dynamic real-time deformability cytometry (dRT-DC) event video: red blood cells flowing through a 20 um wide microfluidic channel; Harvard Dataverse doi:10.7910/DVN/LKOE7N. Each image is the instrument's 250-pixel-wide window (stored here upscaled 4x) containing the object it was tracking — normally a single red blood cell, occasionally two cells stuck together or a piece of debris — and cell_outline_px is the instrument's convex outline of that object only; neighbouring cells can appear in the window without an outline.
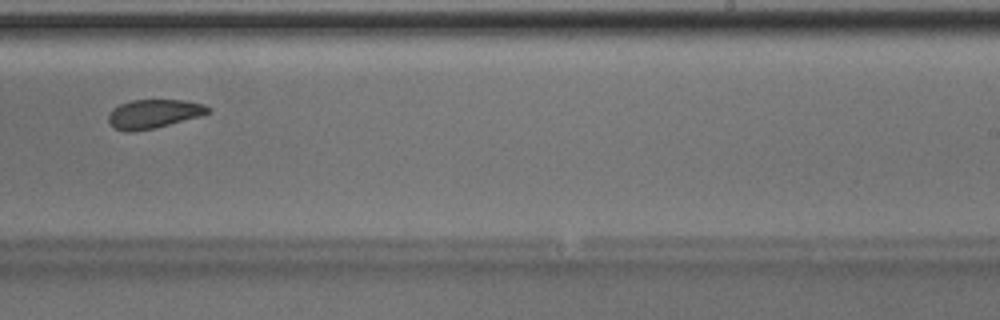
{"species": "Egyptian fruit bat (a non-hibernating species)", "species_latin": "Rousettus aegyptiacus", "temperature_condition": "room temperature", "stored_images_in_passage": 35, "camera_frame_rate_fps": 3000, "um_per_image_px": 0.085, "animal": {"sex": "male"}, "frame": {"image": 1, "passage_image": 16, "time_ms": 5.0, "image_size_px": [1000, 320], "cell_outline_px": [[212, 112], [168, 124], [152, 128], [132, 132], [128, 132], [112, 128], [108, 120], [108, 112], [112, 108], [120, 104], [132, 100], [184, 100], [204, 104], [212, 108]], "centroid_in_image_um": [13.02, 9.66], "position_along_channel_um": 276.0, "area_um2": 16.7}}
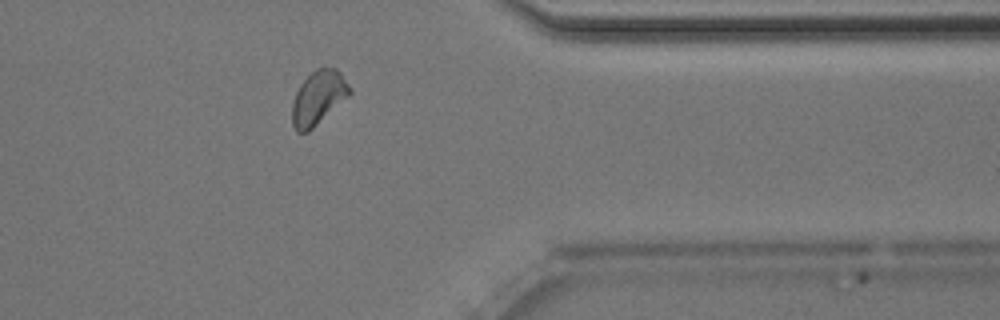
{"frame": {"image": 2, "passage_image": 25, "time_ms": 8.0, "image_size_px": [1000, 320], "cell_outline_px": [[352, 92], [348, 96], [308, 132], [296, 132], [292, 124], [292, 104], [296, 92], [300, 84], [316, 68], [336, 68], [340, 72], [352, 88]], "centroid_in_image_um": [27.05, 8.3], "position_along_channel_um": 384.3, "area_um2": 17.86}}